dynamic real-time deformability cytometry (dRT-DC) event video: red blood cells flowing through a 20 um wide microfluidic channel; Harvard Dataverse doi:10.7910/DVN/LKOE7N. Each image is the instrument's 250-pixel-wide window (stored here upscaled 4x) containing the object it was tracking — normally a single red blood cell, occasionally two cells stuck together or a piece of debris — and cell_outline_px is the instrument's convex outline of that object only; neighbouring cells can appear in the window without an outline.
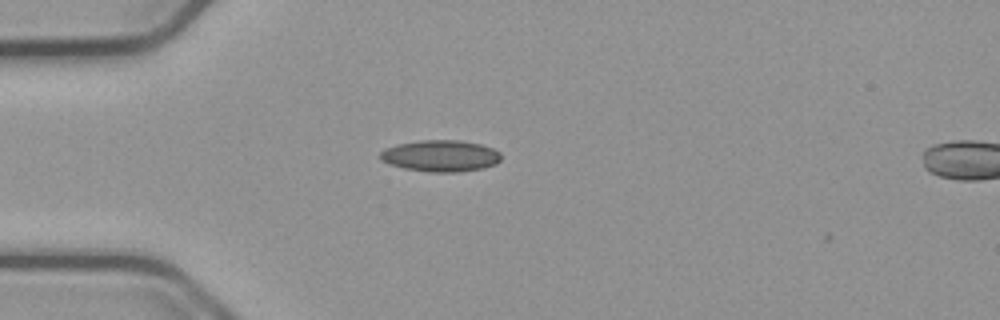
{"species": "common noctule bat (a hibernating species)", "species_latin": "Nyctalus noctula", "temperature_condition": "cold", "stored_images_in_passage": 42, "camera_frame_rate_fps": 3000, "um_per_image_px": 0.085, "animal": {"sex": "male", "body_mass_g": 23.1, "forearm_length_mm": 52.7}, "frame": {"image": 1, "passage_image": 2, "time_ms": 0.333, "image_size_px": [1000, 320], "cell_outline_px": [[500, 160], [496, 164], [484, 168], [460, 172], [432, 172], [404, 168], [388, 164], [380, 160], [380, 152], [384, 148], [396, 144], [420, 140], [460, 140], [480, 144], [492, 148], [500, 152]], "centroid_in_image_um": [37.43, 13.25], "position_along_channel_um": 47.6, "area_um2": 22.37}}
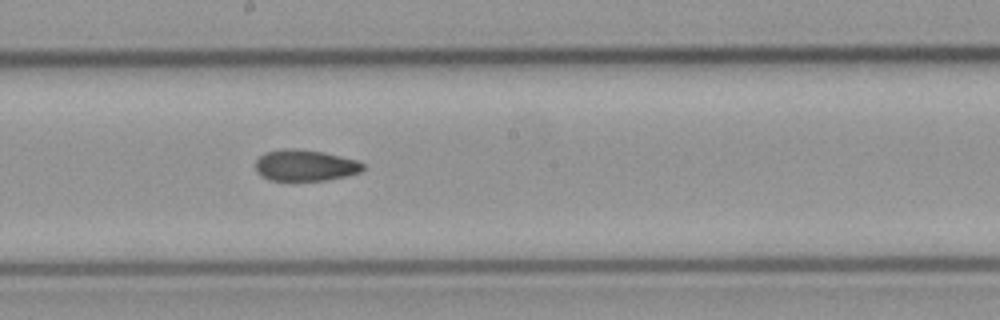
{"frame": {"image": 2, "passage_image": 17, "time_ms": 5.333, "image_size_px": [1000, 320], "cell_outline_px": [[364, 168], [360, 172], [344, 176], [324, 180], [268, 180], [256, 172], [256, 160], [264, 152], [284, 148], [292, 148], [324, 152], [356, 160], [364, 164]], "centroid_in_image_um": [25.9, 14.05], "position_along_channel_um": 222.3, "area_um2": 19.48}}
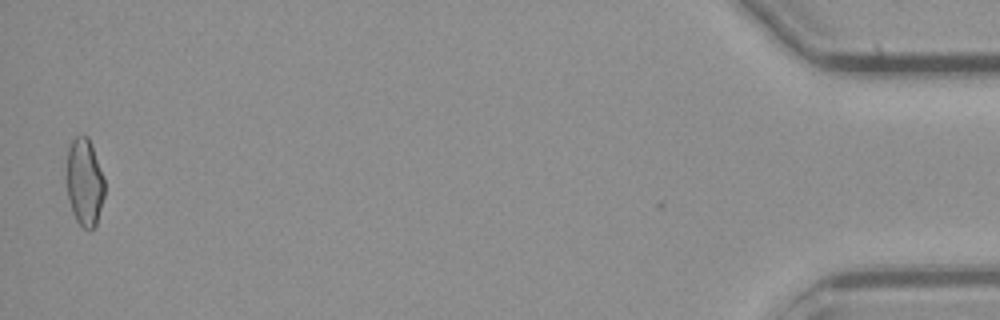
{"frame": {"image": 3, "passage_image": 41, "time_ms": 13.333, "image_size_px": [1000, 320], "cell_outline_px": [[104, 196], [96, 224], [88, 232], [76, 220], [72, 212], [68, 196], [64, 176], [68, 148], [72, 140], [76, 136], [88, 136], [104, 176]], "centroid_in_image_um": [7.15, 15.47], "position_along_channel_um": 428.0, "area_um2": 19.77}, "authors_computed_cell_mechanics": {"area_um2": 19.7098, "velocity_mm_per_s": 3.7902, "shape_relaxation_time_tau1_ms": null, "shape_relaxation_time_tau2_ms": 5.2163, "deformation_change_tau1": null, "deformation_change_tau2": 0.1179}}